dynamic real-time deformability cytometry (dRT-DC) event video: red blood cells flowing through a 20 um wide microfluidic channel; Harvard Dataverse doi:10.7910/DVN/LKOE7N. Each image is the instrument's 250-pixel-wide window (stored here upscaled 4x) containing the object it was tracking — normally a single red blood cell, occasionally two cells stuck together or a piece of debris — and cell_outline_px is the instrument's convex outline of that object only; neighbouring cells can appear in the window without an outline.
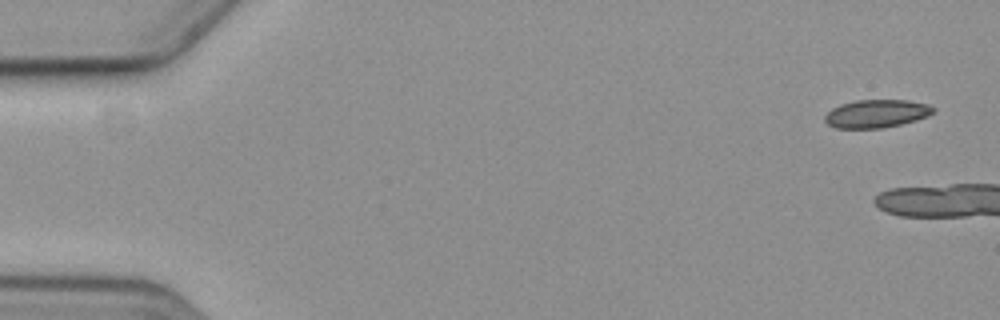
{"species": "common noctule bat (a hibernating species)", "species_latin": "Nyctalus noctula", "temperature_condition": "cold", "stored_images_in_passage": 6, "camera_frame_rate_fps": 3000, "um_per_image_px": 0.085, "animal": {"sex": "female", "body_mass_g": 19.3, "forearm_length_mm": 54.1}, "frame": {"image": 1, "passage_image": 1, "time_ms": 0.0, "image_size_px": [1000, 320], "cell_outline_px": [[936, 112], [928, 116], [916, 120], [900, 124], [880, 128], [836, 128], [828, 124], [824, 120], [824, 116], [832, 108], [840, 104], [856, 100], [908, 100], [924, 104], [936, 108]], "centroid_in_image_um": [74.5, 9.66], "position_along_channel_um": 10.5, "area_um2": 17.69}}